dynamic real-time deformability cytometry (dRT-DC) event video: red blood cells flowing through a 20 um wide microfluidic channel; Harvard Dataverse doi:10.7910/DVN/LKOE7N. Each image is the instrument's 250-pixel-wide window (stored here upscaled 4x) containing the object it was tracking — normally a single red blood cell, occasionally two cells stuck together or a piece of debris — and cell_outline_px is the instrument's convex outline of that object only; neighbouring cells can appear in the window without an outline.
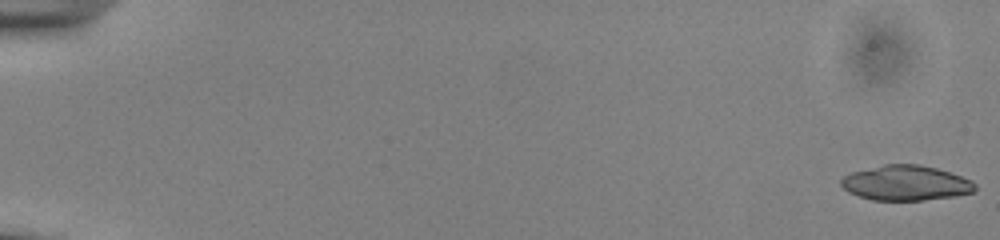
{"species": "common noctule bat (a hibernating species)", "species_latin": "Nyctalus noctula", "temperature_condition": "cold", "stored_images_in_passage": 42, "camera_frame_rate_fps": 3000, "um_per_image_px": 0.085, "animal": {"sex": "male", "body_mass_g": 13.0, "forearm_length_mm": 53.1}, "frame": {"image": 1, "passage_image": 1, "time_ms": 0.0, "image_size_px": [1000, 240], "cell_outline_px": [[976, 188], [972, 192], [956, 196], [920, 200], [872, 200], [848, 192], [840, 184], [840, 180], [844, 176], [852, 172], [884, 164], [920, 164], [936, 168], [972, 180], [976, 184]], "centroid_in_image_um": [76.99, 15.55], "position_along_channel_um": 8.0, "area_um2": 27.22}}
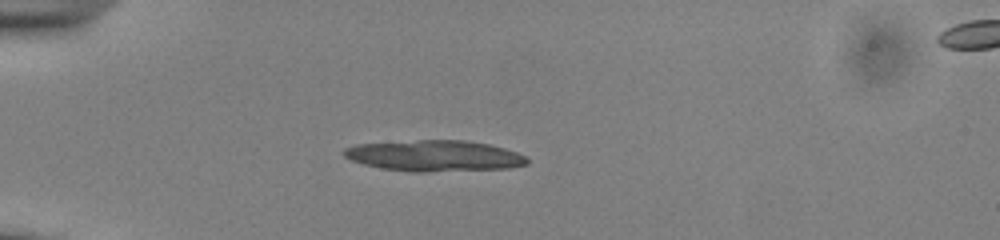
{"frame": {"image": 2, "passage_image": 16, "time_ms": 5.0, "image_size_px": [1000, 240], "cell_outline_px": [[528, 164], [508, 168], [424, 172], [412, 172], [380, 168], [364, 164], [352, 160], [344, 156], [340, 152], [344, 148], [356, 144], [416, 140], [468, 140], [488, 144], [504, 148], [516, 152], [524, 156], [528, 160]], "centroid_in_image_um": [36.88, 13.24], "position_along_channel_um": 48.1, "area_um2": 33.18}}